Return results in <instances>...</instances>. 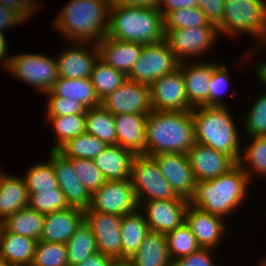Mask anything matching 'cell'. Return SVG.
<instances>
[{"label": "cell", "instance_id": "cell-24", "mask_svg": "<svg viewBox=\"0 0 266 266\" xmlns=\"http://www.w3.org/2000/svg\"><path fill=\"white\" fill-rule=\"evenodd\" d=\"M86 43H78L73 48L67 49L57 60L58 75L63 78H90L91 73L99 58V51L97 45L94 43V52L87 51ZM80 46V47H79Z\"/></svg>", "mask_w": 266, "mask_h": 266}, {"label": "cell", "instance_id": "cell-19", "mask_svg": "<svg viewBox=\"0 0 266 266\" xmlns=\"http://www.w3.org/2000/svg\"><path fill=\"white\" fill-rule=\"evenodd\" d=\"M179 62V68L182 72L186 95L189 105L192 108L200 106H209V81L213 69L217 66L214 63L201 62L187 66L188 63Z\"/></svg>", "mask_w": 266, "mask_h": 266}, {"label": "cell", "instance_id": "cell-34", "mask_svg": "<svg viewBox=\"0 0 266 266\" xmlns=\"http://www.w3.org/2000/svg\"><path fill=\"white\" fill-rule=\"evenodd\" d=\"M90 79L99 99L102 101L119 88L128 79V76L98 58L94 64Z\"/></svg>", "mask_w": 266, "mask_h": 266}, {"label": "cell", "instance_id": "cell-37", "mask_svg": "<svg viewBox=\"0 0 266 266\" xmlns=\"http://www.w3.org/2000/svg\"><path fill=\"white\" fill-rule=\"evenodd\" d=\"M47 117L49 122L52 123L59 140L52 150H57L66 141L76 137L77 135L85 133V114Z\"/></svg>", "mask_w": 266, "mask_h": 266}, {"label": "cell", "instance_id": "cell-41", "mask_svg": "<svg viewBox=\"0 0 266 266\" xmlns=\"http://www.w3.org/2000/svg\"><path fill=\"white\" fill-rule=\"evenodd\" d=\"M28 208L43 214L61 211L69 208L64 193L59 186L54 190L29 193Z\"/></svg>", "mask_w": 266, "mask_h": 266}, {"label": "cell", "instance_id": "cell-56", "mask_svg": "<svg viewBox=\"0 0 266 266\" xmlns=\"http://www.w3.org/2000/svg\"><path fill=\"white\" fill-rule=\"evenodd\" d=\"M111 266H134L128 259L114 260Z\"/></svg>", "mask_w": 266, "mask_h": 266}, {"label": "cell", "instance_id": "cell-22", "mask_svg": "<svg viewBox=\"0 0 266 266\" xmlns=\"http://www.w3.org/2000/svg\"><path fill=\"white\" fill-rule=\"evenodd\" d=\"M96 45L99 51V58L126 75L131 72L143 49V44L115 40L107 36Z\"/></svg>", "mask_w": 266, "mask_h": 266}, {"label": "cell", "instance_id": "cell-28", "mask_svg": "<svg viewBox=\"0 0 266 266\" xmlns=\"http://www.w3.org/2000/svg\"><path fill=\"white\" fill-rule=\"evenodd\" d=\"M37 240L8 232L4 227L0 237V257L10 265L28 266L33 261Z\"/></svg>", "mask_w": 266, "mask_h": 266}, {"label": "cell", "instance_id": "cell-52", "mask_svg": "<svg viewBox=\"0 0 266 266\" xmlns=\"http://www.w3.org/2000/svg\"><path fill=\"white\" fill-rule=\"evenodd\" d=\"M114 259L100 252L94 253L76 266H111Z\"/></svg>", "mask_w": 266, "mask_h": 266}, {"label": "cell", "instance_id": "cell-10", "mask_svg": "<svg viewBox=\"0 0 266 266\" xmlns=\"http://www.w3.org/2000/svg\"><path fill=\"white\" fill-rule=\"evenodd\" d=\"M138 206L131 179H124L106 181L91 194L90 206L84 211H97L122 217L139 209Z\"/></svg>", "mask_w": 266, "mask_h": 266}, {"label": "cell", "instance_id": "cell-38", "mask_svg": "<svg viewBox=\"0 0 266 266\" xmlns=\"http://www.w3.org/2000/svg\"><path fill=\"white\" fill-rule=\"evenodd\" d=\"M24 179L28 193L54 190L58 187L54 167L49 160L48 163H36L30 167Z\"/></svg>", "mask_w": 266, "mask_h": 266}, {"label": "cell", "instance_id": "cell-1", "mask_svg": "<svg viewBox=\"0 0 266 266\" xmlns=\"http://www.w3.org/2000/svg\"><path fill=\"white\" fill-rule=\"evenodd\" d=\"M238 161L226 173L212 180L196 182L195 192L189 204L212 215L222 217L241 205L251 173Z\"/></svg>", "mask_w": 266, "mask_h": 266}, {"label": "cell", "instance_id": "cell-40", "mask_svg": "<svg viewBox=\"0 0 266 266\" xmlns=\"http://www.w3.org/2000/svg\"><path fill=\"white\" fill-rule=\"evenodd\" d=\"M31 265L68 266L66 244L37 241Z\"/></svg>", "mask_w": 266, "mask_h": 266}, {"label": "cell", "instance_id": "cell-51", "mask_svg": "<svg viewBox=\"0 0 266 266\" xmlns=\"http://www.w3.org/2000/svg\"><path fill=\"white\" fill-rule=\"evenodd\" d=\"M25 18L16 10L0 5V31L23 22Z\"/></svg>", "mask_w": 266, "mask_h": 266}, {"label": "cell", "instance_id": "cell-15", "mask_svg": "<svg viewBox=\"0 0 266 266\" xmlns=\"http://www.w3.org/2000/svg\"><path fill=\"white\" fill-rule=\"evenodd\" d=\"M121 218L97 211H84V220L95 235L98 252L114 260L122 259Z\"/></svg>", "mask_w": 266, "mask_h": 266}, {"label": "cell", "instance_id": "cell-47", "mask_svg": "<svg viewBox=\"0 0 266 266\" xmlns=\"http://www.w3.org/2000/svg\"><path fill=\"white\" fill-rule=\"evenodd\" d=\"M226 0H200L199 6L210 24L218 27L223 21Z\"/></svg>", "mask_w": 266, "mask_h": 266}, {"label": "cell", "instance_id": "cell-42", "mask_svg": "<svg viewBox=\"0 0 266 266\" xmlns=\"http://www.w3.org/2000/svg\"><path fill=\"white\" fill-rule=\"evenodd\" d=\"M72 167L79 181L90 194L94 193L106 182L103 174L92 159L72 158Z\"/></svg>", "mask_w": 266, "mask_h": 266}, {"label": "cell", "instance_id": "cell-44", "mask_svg": "<svg viewBox=\"0 0 266 266\" xmlns=\"http://www.w3.org/2000/svg\"><path fill=\"white\" fill-rule=\"evenodd\" d=\"M245 121L249 136H266V93L255 100Z\"/></svg>", "mask_w": 266, "mask_h": 266}, {"label": "cell", "instance_id": "cell-53", "mask_svg": "<svg viewBox=\"0 0 266 266\" xmlns=\"http://www.w3.org/2000/svg\"><path fill=\"white\" fill-rule=\"evenodd\" d=\"M160 0H110L111 5L158 7Z\"/></svg>", "mask_w": 266, "mask_h": 266}, {"label": "cell", "instance_id": "cell-25", "mask_svg": "<svg viewBox=\"0 0 266 266\" xmlns=\"http://www.w3.org/2000/svg\"><path fill=\"white\" fill-rule=\"evenodd\" d=\"M134 154L120 145H108L93 159L106 181L131 179V164Z\"/></svg>", "mask_w": 266, "mask_h": 266}, {"label": "cell", "instance_id": "cell-2", "mask_svg": "<svg viewBox=\"0 0 266 266\" xmlns=\"http://www.w3.org/2000/svg\"><path fill=\"white\" fill-rule=\"evenodd\" d=\"M195 143L190 111H155L147 115L146 155L160 153L187 154Z\"/></svg>", "mask_w": 266, "mask_h": 266}, {"label": "cell", "instance_id": "cell-50", "mask_svg": "<svg viewBox=\"0 0 266 266\" xmlns=\"http://www.w3.org/2000/svg\"><path fill=\"white\" fill-rule=\"evenodd\" d=\"M199 1L200 0H160L158 9L164 17L168 12H172L180 8L198 7Z\"/></svg>", "mask_w": 266, "mask_h": 266}, {"label": "cell", "instance_id": "cell-23", "mask_svg": "<svg viewBox=\"0 0 266 266\" xmlns=\"http://www.w3.org/2000/svg\"><path fill=\"white\" fill-rule=\"evenodd\" d=\"M146 121L143 114L114 115L117 144L134 155H146Z\"/></svg>", "mask_w": 266, "mask_h": 266}, {"label": "cell", "instance_id": "cell-30", "mask_svg": "<svg viewBox=\"0 0 266 266\" xmlns=\"http://www.w3.org/2000/svg\"><path fill=\"white\" fill-rule=\"evenodd\" d=\"M138 209L121 218L122 259L131 258L139 249L150 228Z\"/></svg>", "mask_w": 266, "mask_h": 266}, {"label": "cell", "instance_id": "cell-16", "mask_svg": "<svg viewBox=\"0 0 266 266\" xmlns=\"http://www.w3.org/2000/svg\"><path fill=\"white\" fill-rule=\"evenodd\" d=\"M144 203L150 231L167 234L185 222V213L189 201L186 199L151 200ZM147 217V218H146Z\"/></svg>", "mask_w": 266, "mask_h": 266}, {"label": "cell", "instance_id": "cell-32", "mask_svg": "<svg viewBox=\"0 0 266 266\" xmlns=\"http://www.w3.org/2000/svg\"><path fill=\"white\" fill-rule=\"evenodd\" d=\"M85 133L96 136L107 145L117 144L114 115L102 105L87 108Z\"/></svg>", "mask_w": 266, "mask_h": 266}, {"label": "cell", "instance_id": "cell-29", "mask_svg": "<svg viewBox=\"0 0 266 266\" xmlns=\"http://www.w3.org/2000/svg\"><path fill=\"white\" fill-rule=\"evenodd\" d=\"M50 91L55 96L78 101L86 108L100 106L102 103L90 78L59 77Z\"/></svg>", "mask_w": 266, "mask_h": 266}, {"label": "cell", "instance_id": "cell-7", "mask_svg": "<svg viewBox=\"0 0 266 266\" xmlns=\"http://www.w3.org/2000/svg\"><path fill=\"white\" fill-rule=\"evenodd\" d=\"M131 181L138 205L144 198L147 201L184 199L175 194L152 156L134 155L131 164Z\"/></svg>", "mask_w": 266, "mask_h": 266}, {"label": "cell", "instance_id": "cell-21", "mask_svg": "<svg viewBox=\"0 0 266 266\" xmlns=\"http://www.w3.org/2000/svg\"><path fill=\"white\" fill-rule=\"evenodd\" d=\"M83 220L84 210L75 207L45 214L39 240L66 244Z\"/></svg>", "mask_w": 266, "mask_h": 266}, {"label": "cell", "instance_id": "cell-14", "mask_svg": "<svg viewBox=\"0 0 266 266\" xmlns=\"http://www.w3.org/2000/svg\"><path fill=\"white\" fill-rule=\"evenodd\" d=\"M165 179L178 197L190 200L195 192L196 180L187 154L160 153L152 156Z\"/></svg>", "mask_w": 266, "mask_h": 266}, {"label": "cell", "instance_id": "cell-31", "mask_svg": "<svg viewBox=\"0 0 266 266\" xmlns=\"http://www.w3.org/2000/svg\"><path fill=\"white\" fill-rule=\"evenodd\" d=\"M45 214L28 207L11 214L3 221V227L11 233L39 241Z\"/></svg>", "mask_w": 266, "mask_h": 266}, {"label": "cell", "instance_id": "cell-55", "mask_svg": "<svg viewBox=\"0 0 266 266\" xmlns=\"http://www.w3.org/2000/svg\"><path fill=\"white\" fill-rule=\"evenodd\" d=\"M255 70L257 77L266 84V63H261Z\"/></svg>", "mask_w": 266, "mask_h": 266}, {"label": "cell", "instance_id": "cell-48", "mask_svg": "<svg viewBox=\"0 0 266 266\" xmlns=\"http://www.w3.org/2000/svg\"><path fill=\"white\" fill-rule=\"evenodd\" d=\"M210 248H199L189 256L174 259L172 266H214L209 253Z\"/></svg>", "mask_w": 266, "mask_h": 266}, {"label": "cell", "instance_id": "cell-4", "mask_svg": "<svg viewBox=\"0 0 266 266\" xmlns=\"http://www.w3.org/2000/svg\"><path fill=\"white\" fill-rule=\"evenodd\" d=\"M110 5V0H71L56 17L54 26L74 44L95 39L97 44L107 35Z\"/></svg>", "mask_w": 266, "mask_h": 266}, {"label": "cell", "instance_id": "cell-35", "mask_svg": "<svg viewBox=\"0 0 266 266\" xmlns=\"http://www.w3.org/2000/svg\"><path fill=\"white\" fill-rule=\"evenodd\" d=\"M108 145L96 136L83 133L66 141L57 151L66 158L94 159Z\"/></svg>", "mask_w": 266, "mask_h": 266}, {"label": "cell", "instance_id": "cell-49", "mask_svg": "<svg viewBox=\"0 0 266 266\" xmlns=\"http://www.w3.org/2000/svg\"><path fill=\"white\" fill-rule=\"evenodd\" d=\"M31 0H0V5L6 6L19 12L25 19L35 11L38 6Z\"/></svg>", "mask_w": 266, "mask_h": 266}, {"label": "cell", "instance_id": "cell-3", "mask_svg": "<svg viewBox=\"0 0 266 266\" xmlns=\"http://www.w3.org/2000/svg\"><path fill=\"white\" fill-rule=\"evenodd\" d=\"M107 37L143 45L164 40V20L158 7L110 5Z\"/></svg>", "mask_w": 266, "mask_h": 266}, {"label": "cell", "instance_id": "cell-26", "mask_svg": "<svg viewBox=\"0 0 266 266\" xmlns=\"http://www.w3.org/2000/svg\"><path fill=\"white\" fill-rule=\"evenodd\" d=\"M29 193L24 178L0 172V219L3 221L28 206Z\"/></svg>", "mask_w": 266, "mask_h": 266}, {"label": "cell", "instance_id": "cell-27", "mask_svg": "<svg viewBox=\"0 0 266 266\" xmlns=\"http://www.w3.org/2000/svg\"><path fill=\"white\" fill-rule=\"evenodd\" d=\"M128 260L134 266H172L165 234L149 231L139 249Z\"/></svg>", "mask_w": 266, "mask_h": 266}, {"label": "cell", "instance_id": "cell-9", "mask_svg": "<svg viewBox=\"0 0 266 266\" xmlns=\"http://www.w3.org/2000/svg\"><path fill=\"white\" fill-rule=\"evenodd\" d=\"M13 75L26 83L36 86L37 90L47 93L58 80L57 59L38 54H22L9 57L4 65Z\"/></svg>", "mask_w": 266, "mask_h": 266}, {"label": "cell", "instance_id": "cell-11", "mask_svg": "<svg viewBox=\"0 0 266 266\" xmlns=\"http://www.w3.org/2000/svg\"><path fill=\"white\" fill-rule=\"evenodd\" d=\"M164 33V40L179 62L186 61V57L204 53L219 34L218 28L210 23L194 28L164 30Z\"/></svg>", "mask_w": 266, "mask_h": 266}, {"label": "cell", "instance_id": "cell-6", "mask_svg": "<svg viewBox=\"0 0 266 266\" xmlns=\"http://www.w3.org/2000/svg\"><path fill=\"white\" fill-rule=\"evenodd\" d=\"M217 28L224 34L250 33L266 42V1L226 0L223 21Z\"/></svg>", "mask_w": 266, "mask_h": 266}, {"label": "cell", "instance_id": "cell-12", "mask_svg": "<svg viewBox=\"0 0 266 266\" xmlns=\"http://www.w3.org/2000/svg\"><path fill=\"white\" fill-rule=\"evenodd\" d=\"M150 102L155 111H190L180 68L156 79L150 85Z\"/></svg>", "mask_w": 266, "mask_h": 266}, {"label": "cell", "instance_id": "cell-39", "mask_svg": "<svg viewBox=\"0 0 266 266\" xmlns=\"http://www.w3.org/2000/svg\"><path fill=\"white\" fill-rule=\"evenodd\" d=\"M164 30H175L180 28H194L209 24L205 14L200 7L180 8L168 12L164 17Z\"/></svg>", "mask_w": 266, "mask_h": 266}, {"label": "cell", "instance_id": "cell-43", "mask_svg": "<svg viewBox=\"0 0 266 266\" xmlns=\"http://www.w3.org/2000/svg\"><path fill=\"white\" fill-rule=\"evenodd\" d=\"M253 141L248 145L239 161L249 162L250 168L261 176H266V136H252ZM243 158V159H242Z\"/></svg>", "mask_w": 266, "mask_h": 266}, {"label": "cell", "instance_id": "cell-36", "mask_svg": "<svg viewBox=\"0 0 266 266\" xmlns=\"http://www.w3.org/2000/svg\"><path fill=\"white\" fill-rule=\"evenodd\" d=\"M165 236L168 252L172 261L175 256L177 257L175 259L186 257L200 248L194 234L186 222L173 231L168 232Z\"/></svg>", "mask_w": 266, "mask_h": 266}, {"label": "cell", "instance_id": "cell-17", "mask_svg": "<svg viewBox=\"0 0 266 266\" xmlns=\"http://www.w3.org/2000/svg\"><path fill=\"white\" fill-rule=\"evenodd\" d=\"M54 167L58 186L70 207L86 210L90 206L91 194L79 181L72 167V158H66L57 150H51L50 160Z\"/></svg>", "mask_w": 266, "mask_h": 266}, {"label": "cell", "instance_id": "cell-45", "mask_svg": "<svg viewBox=\"0 0 266 266\" xmlns=\"http://www.w3.org/2000/svg\"><path fill=\"white\" fill-rule=\"evenodd\" d=\"M229 73L224 65H217L209 81V106H224L221 96L228 90Z\"/></svg>", "mask_w": 266, "mask_h": 266}, {"label": "cell", "instance_id": "cell-18", "mask_svg": "<svg viewBox=\"0 0 266 266\" xmlns=\"http://www.w3.org/2000/svg\"><path fill=\"white\" fill-rule=\"evenodd\" d=\"M187 155L196 182L215 179L236 164L229 155L197 142Z\"/></svg>", "mask_w": 266, "mask_h": 266}, {"label": "cell", "instance_id": "cell-13", "mask_svg": "<svg viewBox=\"0 0 266 266\" xmlns=\"http://www.w3.org/2000/svg\"><path fill=\"white\" fill-rule=\"evenodd\" d=\"M101 105L113 115L128 113L148 115L152 111L150 86L127 79L104 98Z\"/></svg>", "mask_w": 266, "mask_h": 266}, {"label": "cell", "instance_id": "cell-58", "mask_svg": "<svg viewBox=\"0 0 266 266\" xmlns=\"http://www.w3.org/2000/svg\"><path fill=\"white\" fill-rule=\"evenodd\" d=\"M260 266H266V260L265 259L262 261V263L260 264Z\"/></svg>", "mask_w": 266, "mask_h": 266}, {"label": "cell", "instance_id": "cell-57", "mask_svg": "<svg viewBox=\"0 0 266 266\" xmlns=\"http://www.w3.org/2000/svg\"><path fill=\"white\" fill-rule=\"evenodd\" d=\"M0 266H10V264L0 257Z\"/></svg>", "mask_w": 266, "mask_h": 266}, {"label": "cell", "instance_id": "cell-54", "mask_svg": "<svg viewBox=\"0 0 266 266\" xmlns=\"http://www.w3.org/2000/svg\"><path fill=\"white\" fill-rule=\"evenodd\" d=\"M7 51V42L5 40V36L2 31H0V62L3 60V64H6L8 61V58H6L5 55ZM4 57V58H3Z\"/></svg>", "mask_w": 266, "mask_h": 266}, {"label": "cell", "instance_id": "cell-46", "mask_svg": "<svg viewBox=\"0 0 266 266\" xmlns=\"http://www.w3.org/2000/svg\"><path fill=\"white\" fill-rule=\"evenodd\" d=\"M46 94L50 96L47 106L48 116H67L86 113L87 108L78 101L55 96L51 91H48Z\"/></svg>", "mask_w": 266, "mask_h": 266}, {"label": "cell", "instance_id": "cell-33", "mask_svg": "<svg viewBox=\"0 0 266 266\" xmlns=\"http://www.w3.org/2000/svg\"><path fill=\"white\" fill-rule=\"evenodd\" d=\"M68 266H76L88 256L98 252L97 241L85 220L76 228L66 243Z\"/></svg>", "mask_w": 266, "mask_h": 266}, {"label": "cell", "instance_id": "cell-8", "mask_svg": "<svg viewBox=\"0 0 266 266\" xmlns=\"http://www.w3.org/2000/svg\"><path fill=\"white\" fill-rule=\"evenodd\" d=\"M178 66L179 61L171 52L168 43L162 40L143 45L138 60L127 76L130 80L150 86L156 79L173 72Z\"/></svg>", "mask_w": 266, "mask_h": 266}, {"label": "cell", "instance_id": "cell-5", "mask_svg": "<svg viewBox=\"0 0 266 266\" xmlns=\"http://www.w3.org/2000/svg\"><path fill=\"white\" fill-rule=\"evenodd\" d=\"M191 112L195 142L221 151L238 163L241 158L239 135L227 107L200 106Z\"/></svg>", "mask_w": 266, "mask_h": 266}, {"label": "cell", "instance_id": "cell-20", "mask_svg": "<svg viewBox=\"0 0 266 266\" xmlns=\"http://www.w3.org/2000/svg\"><path fill=\"white\" fill-rule=\"evenodd\" d=\"M221 218L223 219V217L212 215L191 204H188L185 213V222L201 248L212 249L221 240L222 233L225 231V225Z\"/></svg>", "mask_w": 266, "mask_h": 266}]
</instances>
